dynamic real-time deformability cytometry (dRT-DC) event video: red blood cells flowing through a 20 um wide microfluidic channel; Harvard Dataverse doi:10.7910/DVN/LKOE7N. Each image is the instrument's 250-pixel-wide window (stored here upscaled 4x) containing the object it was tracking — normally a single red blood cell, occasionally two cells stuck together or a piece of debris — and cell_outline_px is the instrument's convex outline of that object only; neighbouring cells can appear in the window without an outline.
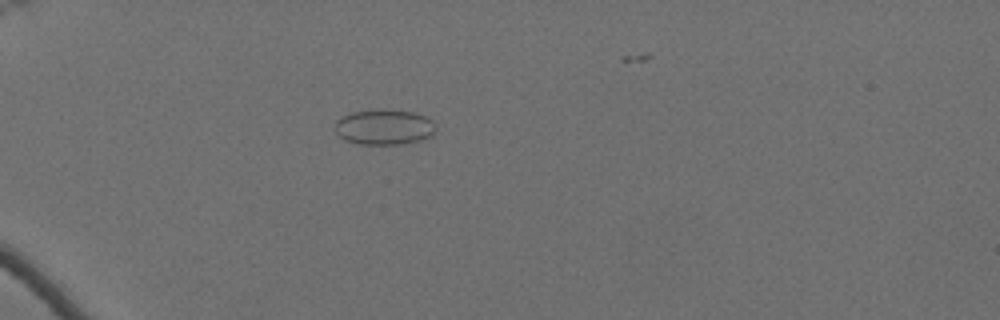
{"species": "Egyptian fruit bat (a non-hibernating species)", "species_latin": "Rousettus aegyptiacus", "temperature_condition": "cold", "stored_images_in_passage": 58, "camera_frame_rate_fps": 3000, "um_per_image_px": 0.085, "animal": {"sex": "female"}, "frame": {"image": 1, "passage_image": 20, "time_ms": 6.333, "image_size_px": [1000, 320], "cell_outline_px": [[436, 128], [432, 136], [420, 140], [404, 144], [360, 144], [344, 140], [336, 132], [336, 120], [352, 112], [380, 108], [412, 112], [424, 116], [432, 120], [436, 124]], "centroid_in_image_um": [32.68, 10.79], "position_along_channel_um": 52.3, "area_um2": 20.92}}
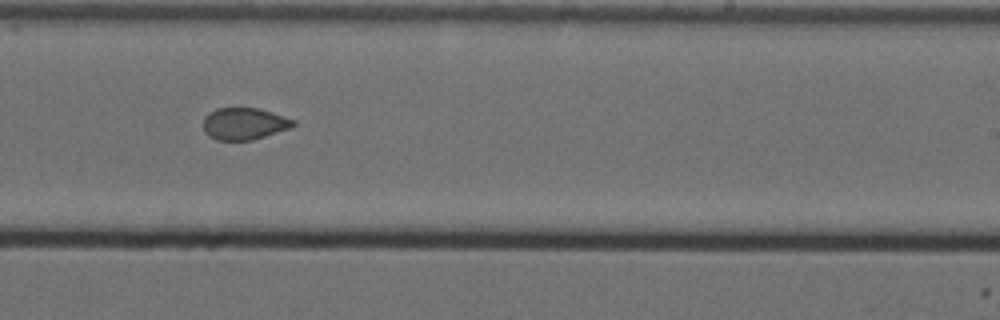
{"frame": {"image": 2, "passage_image": 41, "time_ms": 13.333, "image_size_px": [1000, 320], "cell_outline_px": [[296, 124], [292, 128], [252, 140], [216, 140], [208, 136], [204, 132], [204, 116], [208, 112], [216, 108], [260, 108], [296, 120]], "centroid_in_image_um": [20.77, 10.51], "position_along_channel_um": 268.2, "area_um2": 16.99}}
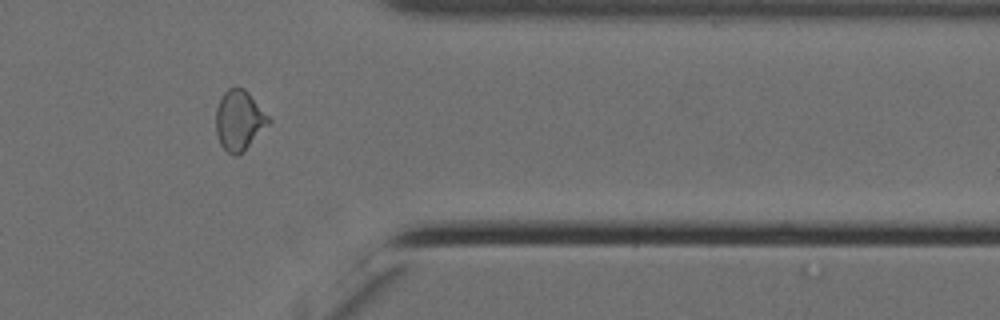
{"frame": {"image": 3, "passage_image": 52, "time_ms": 17.0, "image_size_px": [1000, 320], "cell_outline_px": [[272, 120], [244, 152], [236, 156], [232, 156], [220, 144], [216, 132], [216, 108], [224, 92], [228, 88], [244, 88], [248, 92]], "centroid_in_image_um": [20.33, 10.25], "position_along_channel_um": 391.1, "area_um2": 18.38}}